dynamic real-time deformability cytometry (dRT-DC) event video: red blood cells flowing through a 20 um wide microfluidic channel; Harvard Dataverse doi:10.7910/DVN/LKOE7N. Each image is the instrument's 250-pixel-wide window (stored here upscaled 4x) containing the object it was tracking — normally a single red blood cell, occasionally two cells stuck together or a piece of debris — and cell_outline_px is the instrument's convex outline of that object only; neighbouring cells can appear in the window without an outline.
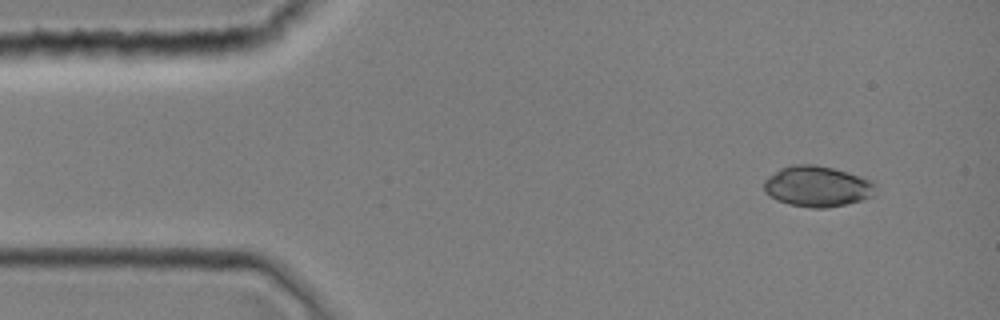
{"species": "common noctule bat (a hibernating species)", "species_latin": "Nyctalus noctula", "temperature_condition": "room temperature", "stored_images_in_passage": 38, "camera_frame_rate_fps": 3000, "um_per_image_px": 0.085, "animal": {"sex": "female", "body_mass_g": 19.0, "forearm_length_mm": 51.5}, "frame": {"image": 1, "passage_image": 3, "time_ms": 0.667, "image_size_px": [1000, 320], "cell_outline_px": [[876, 184], [872, 196], [860, 200], [828, 208], [812, 208], [788, 204], [776, 200], [764, 192], [764, 180], [768, 176], [780, 168], [792, 164], [816, 164], [864, 176], [872, 180]], "centroid_in_image_um": [69.45, 15.83], "position_along_channel_um": 15.6, "area_um2": 26.7}}
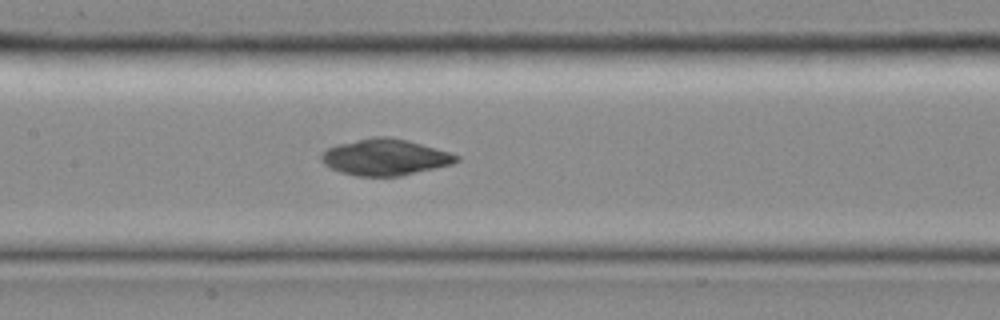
{"frame": {"image": 2, "passage_image": 18, "time_ms": 5.667, "image_size_px": [1000, 320], "cell_outline_px": [[460, 160], [452, 164], [400, 176], [356, 176], [340, 172], [324, 164], [320, 160], [320, 156], [328, 148], [336, 144], [372, 136], [388, 136], [408, 140], [448, 152], [460, 156]], "centroid_in_image_um": [32.71, 13.35], "position_along_channel_um": 174.7, "area_um2": 28.55}}
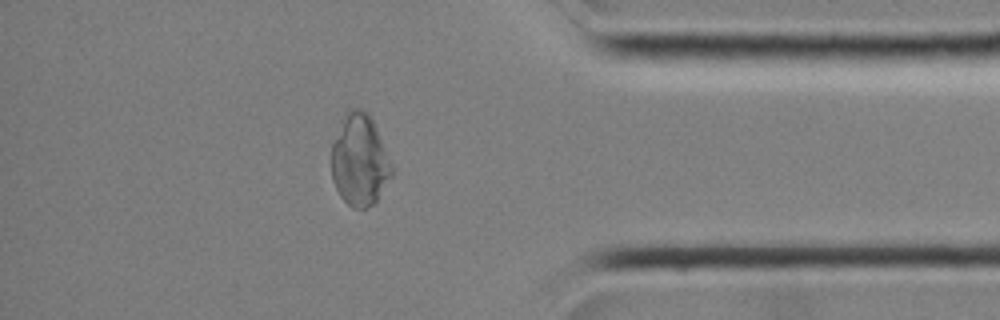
{"frame": {"image": 3, "passage_image": 33, "time_ms": 10.667, "image_size_px": [1000, 320], "cell_outline_px": [[396, 168], [392, 176], [376, 200], [372, 204], [364, 208], [352, 208], [340, 196], [332, 180], [332, 144], [344, 112], [348, 108], [360, 108], [368, 112]], "centroid_in_image_um": [30.59, 13.59], "position_along_channel_um": 404.6, "area_um2": 32.54}}